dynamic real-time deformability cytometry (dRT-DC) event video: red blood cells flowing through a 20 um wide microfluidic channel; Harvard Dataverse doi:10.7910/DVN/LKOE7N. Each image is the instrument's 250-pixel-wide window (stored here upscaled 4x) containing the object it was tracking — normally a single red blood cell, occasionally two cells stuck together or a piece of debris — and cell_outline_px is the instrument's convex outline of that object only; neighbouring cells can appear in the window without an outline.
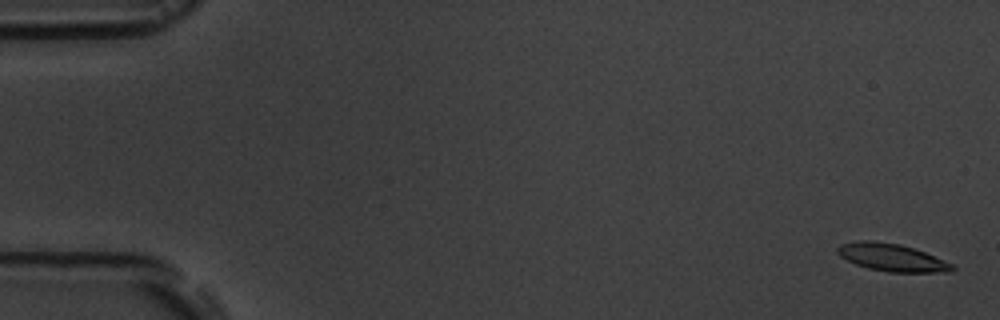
{"species": "common noctule bat (a hibernating species)", "species_latin": "Nyctalus noctula", "temperature_condition": "room temperature", "stored_images_in_passage": 17, "camera_frame_rate_fps": 3000, "um_per_image_px": 0.085, "animal": {"sex": "male", "body_mass_g": 19.5, "forearm_length_mm": 54.6}, "frame": {"image": 1, "passage_image": 1, "time_ms": 0.0, "image_size_px": [1000, 320], "cell_outline_px": [[956, 268], [952, 272], [888, 272], [868, 268], [856, 264], [840, 256], [836, 252], [836, 248], [840, 244], [860, 240], [872, 240], [900, 244], [924, 252], [952, 264]], "centroid_in_image_um": [75.78, 21.88], "position_along_channel_um": 9.2, "area_um2": 18.32}}
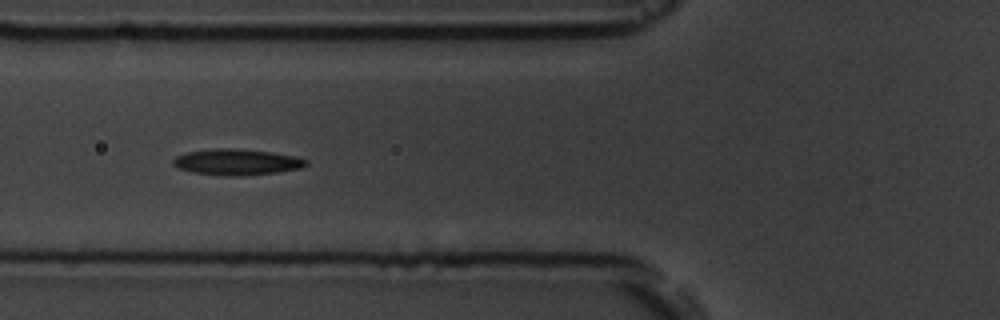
{"frame": {"image": 2, "passage_image": 7, "time_ms": 6.667, "image_size_px": [1000, 320], "cell_outline_px": [[308, 164], [304, 168], [276, 172], [240, 176], [228, 176], [192, 172], [180, 168], [172, 164], [172, 160], [176, 156], [188, 152], [216, 148], [236, 148], [272, 152], [296, 156], [308, 160]], "centroid_in_image_um": [20.17, 13.77], "position_along_channel_um": 105.6, "area_um2": 20.23}}
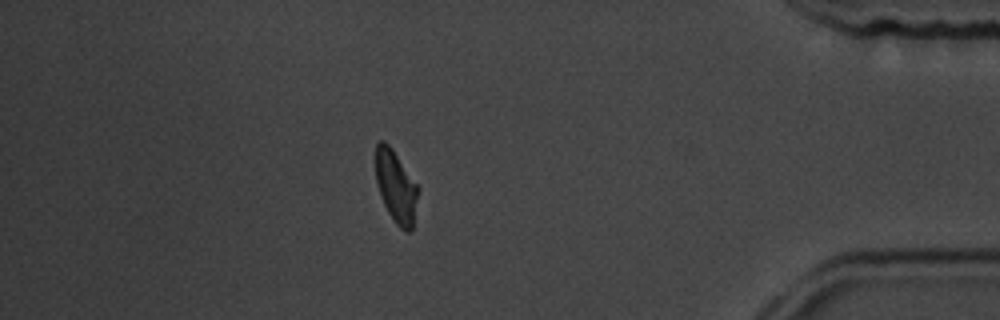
{"frame": {"image": 3, "passage_image": 15, "time_ms": 16.0, "image_size_px": [1000, 320], "cell_outline_px": [[416, 196], [412, 228], [408, 232], [404, 232], [396, 224], [388, 212], [384, 204], [376, 180], [376, 144], [380, 140], [384, 140], [392, 148], [416, 184]], "centroid_in_image_um": [33.61, 15.84], "position_along_channel_um": 401.6, "area_um2": 17.11}, "authors_computed_cell_mechanics": {"area_um2": 18.9006, "velocity_mm_per_s": 3.6064, "shape_relaxation_time_tau1_ms": 4.3097, "shape_relaxation_time_tau2_ms": 2.0301, "deformation_change_tau1": 0.1233, "deformation_change_tau2": 0.0741}}